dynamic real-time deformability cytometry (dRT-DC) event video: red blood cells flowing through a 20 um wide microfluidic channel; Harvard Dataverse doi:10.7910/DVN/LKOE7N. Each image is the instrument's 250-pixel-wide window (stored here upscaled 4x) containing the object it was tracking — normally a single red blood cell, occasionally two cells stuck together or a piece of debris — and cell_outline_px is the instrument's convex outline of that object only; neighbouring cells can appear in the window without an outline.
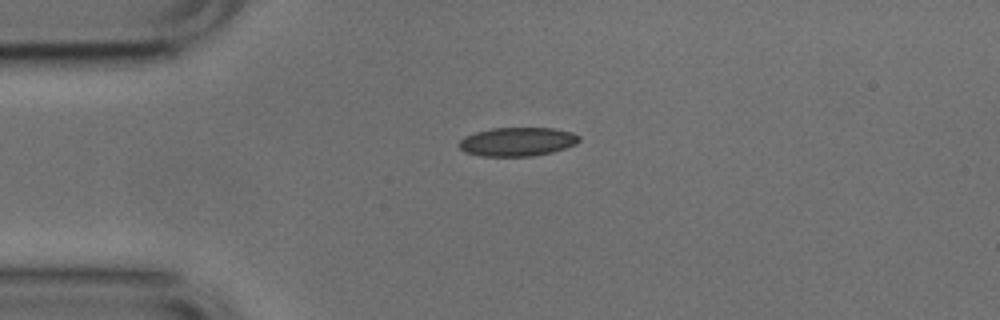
{"species": "common noctule bat (a hibernating species)", "species_latin": "Nyctalus noctula", "temperature_condition": "cold", "stored_images_in_passage": 37, "camera_frame_rate_fps": 3000, "um_per_image_px": 0.085, "animal": {"sex": "male", "body_mass_g": 17.9, "forearm_length_mm": 54.2}, "frame": {"image": 1, "passage_image": 1, "time_ms": 0.0, "image_size_px": [1000, 320], "cell_outline_px": [[580, 140], [576, 144], [552, 152], [532, 156], [484, 156], [464, 152], [456, 144], [464, 136], [476, 132], [492, 128], [552, 128], [572, 132], [580, 136]], "centroid_in_image_um": [43.96, 12.04], "position_along_channel_um": 41.0, "area_um2": 20.17}}
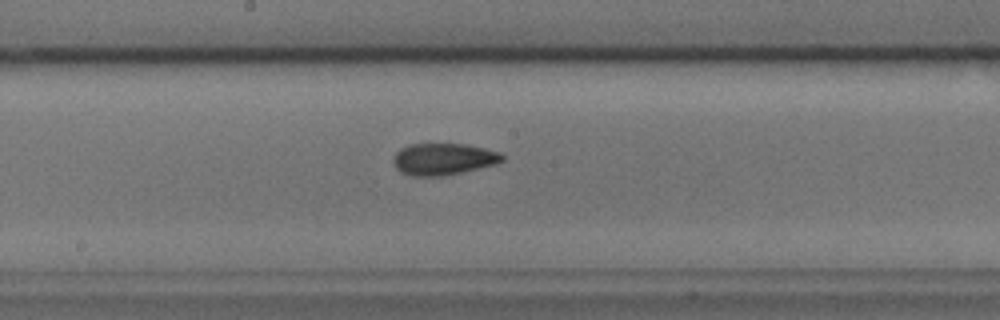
{"frame": {"image": 2, "passage_image": 16, "time_ms": 5.0, "image_size_px": [1000, 320], "cell_outline_px": [[504, 160], [496, 164], [444, 176], [412, 176], [400, 172], [392, 164], [392, 160], [396, 152], [400, 148], [408, 144], [468, 144], [500, 152], [504, 156]], "centroid_in_image_um": [37.66, 13.52], "position_along_channel_um": 210.5, "area_um2": 20.35}}
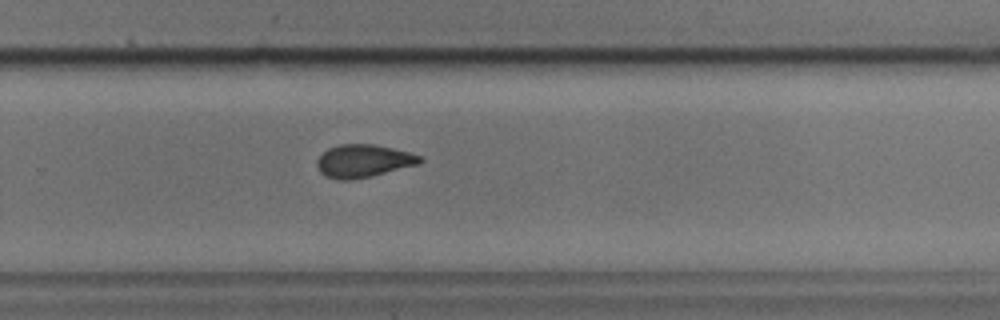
{"frame": {"image": 3, "passage_image": 23, "time_ms": 7.333, "image_size_px": [1000, 320], "cell_outline_px": [[424, 160], [420, 164], [372, 176], [348, 180], [340, 180], [324, 176], [320, 172], [316, 164], [316, 160], [328, 148], [340, 144], [372, 144], [392, 148], [408, 152], [420, 156]], "centroid_in_image_um": [30.88, 13.69], "position_along_channel_um": 298.9, "area_um2": 19.71}, "authors_computed_cell_mechanics": {"area_um2": 19.652, "velocity_mm_per_s": 3.8068, "shape_relaxation_time_tau1_ms": null, "shape_relaxation_time_tau2_ms": 2.6013, "deformation_change_tau1": null, "deformation_change_tau2": 0.0752}}